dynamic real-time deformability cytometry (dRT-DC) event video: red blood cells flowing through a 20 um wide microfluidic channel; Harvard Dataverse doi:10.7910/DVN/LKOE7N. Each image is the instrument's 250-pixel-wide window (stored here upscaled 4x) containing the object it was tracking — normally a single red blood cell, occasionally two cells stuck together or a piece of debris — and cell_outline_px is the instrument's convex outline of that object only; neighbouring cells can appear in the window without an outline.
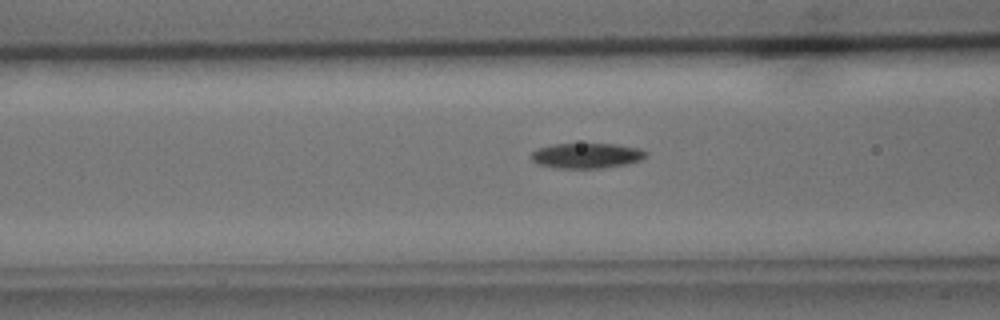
{"species": "common noctule bat (a hibernating species)", "species_latin": "Nyctalus noctula", "temperature_condition": "cold", "stored_images_in_passage": 33, "camera_frame_rate_fps": 3000, "um_per_image_px": 0.085, "animal": {"sex": "male", "body_mass_g": 15.6}, "frame": {"image": 1, "passage_image": 11, "time_ms": 3.333, "image_size_px": [1000, 320], "cell_outline_px": [[648, 156], [640, 160], [628, 164], [600, 168], [556, 168], [536, 164], [528, 156], [532, 152], [540, 148], [552, 144], [616, 144], [640, 148], [648, 152]], "centroid_in_image_um": [49.87, 13.23], "position_along_channel_um": 116.7, "area_um2": 17.05}}
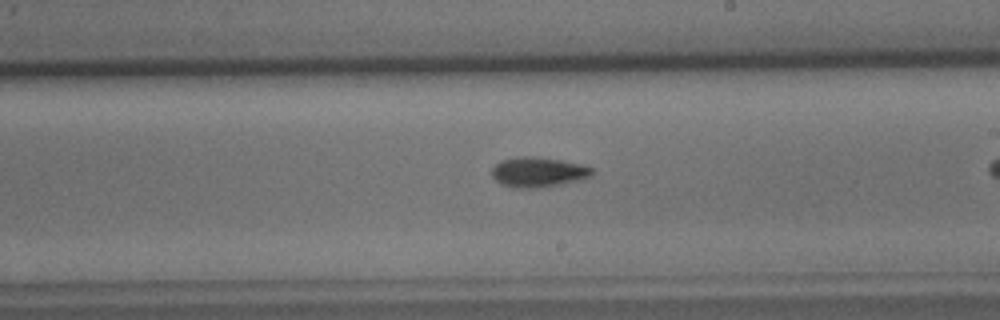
{"frame": {"image": 2, "passage_image": 21, "time_ms": 6.667, "image_size_px": [1000, 320], "cell_outline_px": [[592, 176], [580, 180], [544, 188], [512, 188], [496, 180], [492, 176], [492, 168], [500, 160], [520, 156], [532, 156], [560, 160], [580, 164], [592, 168]], "centroid_in_image_um": [45.74, 14.64], "position_along_channel_um": 243.3, "area_um2": 17.57}}
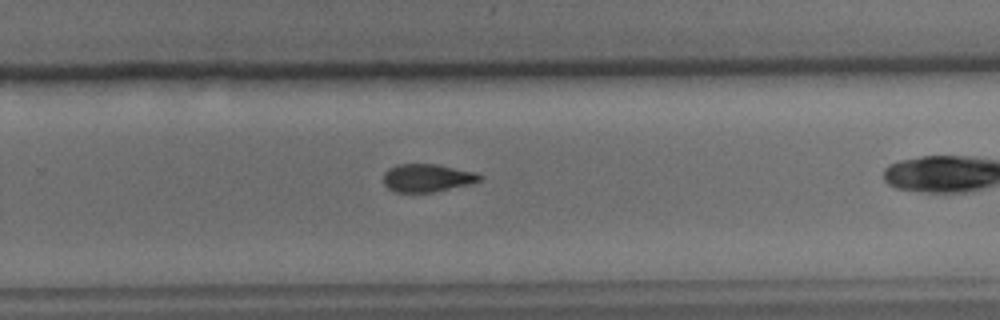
{"frame": {"image": 3, "passage_image": 25, "time_ms": 8.0, "image_size_px": [1000, 320], "cell_outline_px": [[484, 176], [480, 180], [472, 184], [432, 192], [396, 192], [388, 188], [384, 184], [384, 172], [388, 168], [396, 164], [436, 164], [476, 172]], "centroid_in_image_um": [36.32, 15.11], "position_along_channel_um": 293.5, "area_um2": 15.78}}